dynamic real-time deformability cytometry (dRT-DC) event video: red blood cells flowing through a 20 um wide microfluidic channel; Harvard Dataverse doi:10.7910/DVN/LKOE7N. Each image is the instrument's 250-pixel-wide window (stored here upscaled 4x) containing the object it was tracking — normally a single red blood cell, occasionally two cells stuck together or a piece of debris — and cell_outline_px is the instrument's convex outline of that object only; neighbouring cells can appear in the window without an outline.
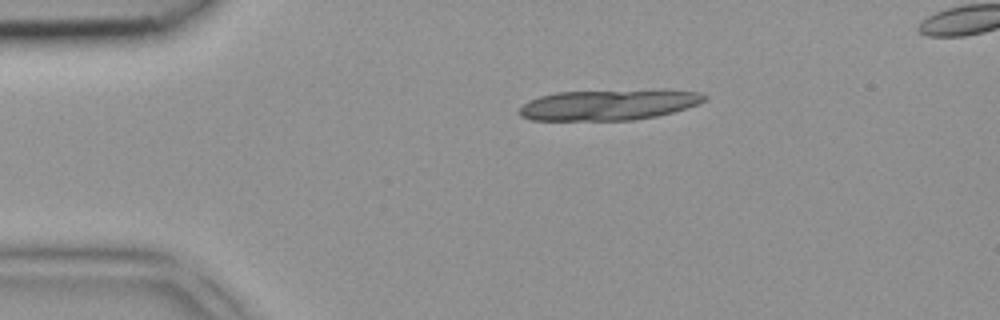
{"species": "common noctule bat (a hibernating species)", "species_latin": "Nyctalus noctula", "temperature_condition": "room temperature", "stored_images_in_passage": 3, "segment_of_instrument_passage": [1, 2], "camera_frame_rate_fps": 3000, "um_per_image_px": 0.085, "animal": {"sex": "female", "body_mass_g": 18.4}, "frame": {"image": 1, "passage_image": 1, "time_ms": 0.0, "image_size_px": [1000, 320], "cell_outline_px": [[708, 96], [704, 100], [696, 104], [672, 112], [656, 116], [632, 120], [532, 120], [520, 116], [520, 108], [528, 100], [540, 96], [556, 92], [704, 92]], "centroid_in_image_um": [51.62, 8.95], "position_along_channel_um": 33.4, "area_um2": 31.56}}